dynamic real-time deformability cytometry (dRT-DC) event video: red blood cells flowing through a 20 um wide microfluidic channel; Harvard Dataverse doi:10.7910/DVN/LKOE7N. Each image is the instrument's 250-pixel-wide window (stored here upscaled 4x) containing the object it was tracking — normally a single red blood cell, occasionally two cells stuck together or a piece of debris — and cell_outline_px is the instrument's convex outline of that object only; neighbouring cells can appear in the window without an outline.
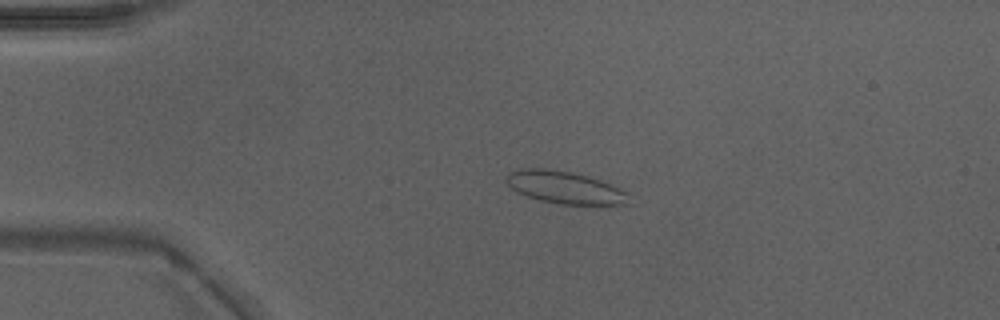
{"species": "Egyptian fruit bat (a non-hibernating species)", "species_latin": "Rousettus aegyptiacus", "temperature_condition": "warm", "stored_images_in_passage": 42, "camera_frame_rate_fps": 3000, "um_per_image_px": 0.085, "animal": {"sex": "male"}, "frame": {"image": 1, "passage_image": 4, "time_ms": 1.0, "image_size_px": [1000, 320], "cell_outline_px": [[628, 204], [560, 204], [540, 200], [524, 196], [516, 192], [504, 180], [508, 172], [528, 168], [544, 168], [572, 172], [588, 176], [600, 180], [628, 192]], "centroid_in_image_um": [47.96, 15.93], "position_along_channel_um": 37.0, "area_um2": 23.0}}
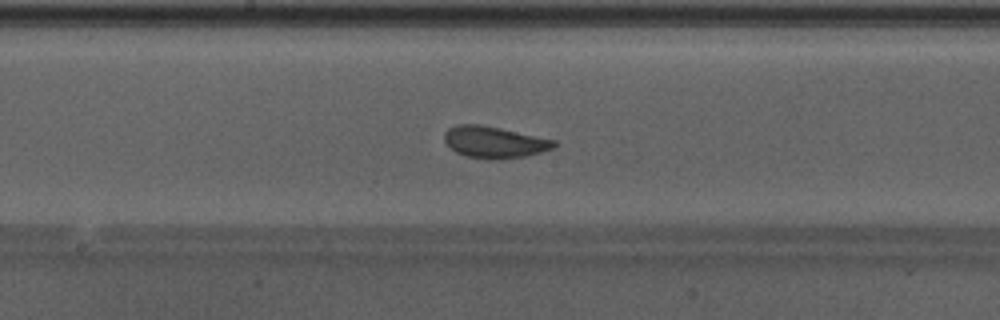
{"frame": {"image": 2, "passage_image": 19, "time_ms": 6.0, "image_size_px": [1000, 320], "cell_outline_px": [[556, 144], [552, 148], [540, 152], [524, 156], [488, 160], [468, 156], [456, 152], [444, 144], [444, 132], [448, 128], [456, 124], [480, 124], [500, 128], [556, 140]], "centroid_in_image_um": [41.95, 12.07], "position_along_channel_um": 206.2, "area_um2": 20.17}}
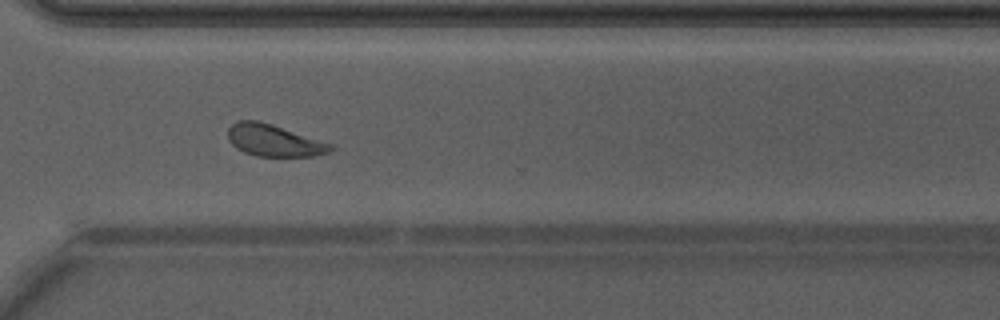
{"frame": {"image": 3, "passage_image": 29, "time_ms": 9.333, "image_size_px": [1000, 320], "cell_outline_px": [[336, 144], [328, 152], [312, 156], [256, 156], [244, 152], [236, 148], [228, 140], [228, 128], [236, 120], [256, 120], [272, 124]], "centroid_in_image_um": [23.29, 11.93], "position_along_channel_um": 347.3, "area_um2": 19.25}, "authors_computed_cell_mechanics": {"area_um2": 20.0566, "velocity_mm_per_s": 4.2293, "shape_relaxation_time_tau1_ms": 4.5534, "shape_relaxation_time_tau2_ms": 0.939, "deformation_change_tau1": 0.1111, "deformation_change_tau2": 0.0648}}